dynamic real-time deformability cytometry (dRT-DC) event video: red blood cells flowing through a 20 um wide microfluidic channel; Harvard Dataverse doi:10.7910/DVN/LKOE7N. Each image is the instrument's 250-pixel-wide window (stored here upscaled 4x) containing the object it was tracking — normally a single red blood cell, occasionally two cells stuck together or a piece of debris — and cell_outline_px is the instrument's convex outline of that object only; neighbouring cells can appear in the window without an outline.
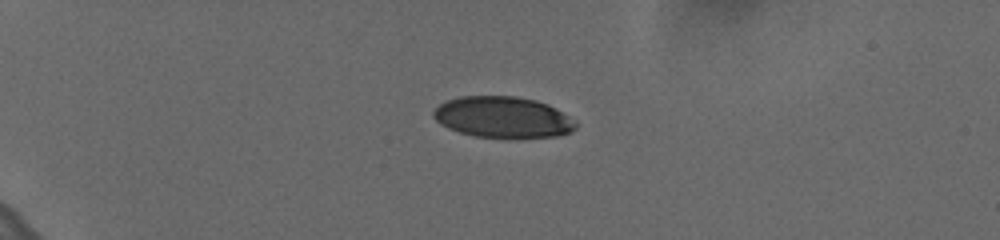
{"species": "human", "species_latin": "Homo sapiens", "temperature_condition": "cold", "stored_images_in_passage": 30, "camera_frame_rate_fps": 3000, "um_per_image_px": 0.085, "donor": {"sex": "female"}, "frame": {"image": 1, "passage_image": 1, "time_ms": 0.0, "image_size_px": [1000, 240], "cell_outline_px": [[576, 128], [572, 132], [556, 136], [476, 136], [460, 132], [448, 128], [440, 124], [432, 116], [432, 112], [440, 104], [448, 100], [460, 96], [516, 96], [536, 100], [548, 104], [556, 108], [576, 120]], "centroid_in_image_um": [42.75, 9.93], "position_along_channel_um": 42.2, "area_um2": 33.76}}
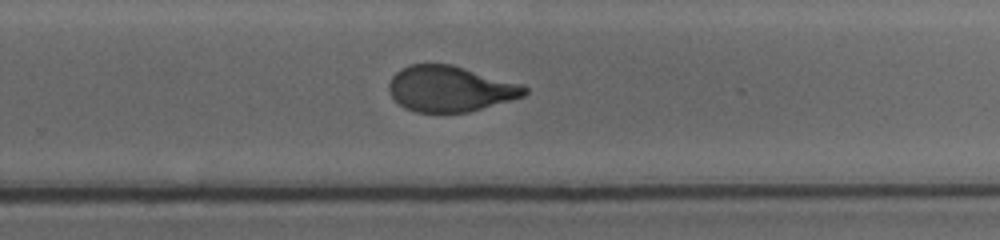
{"frame": {"image": 2, "passage_image": 16, "time_ms": 5.0, "image_size_px": [1000, 240], "cell_outline_px": [[528, 92], [524, 96], [468, 112], [416, 112], [404, 108], [388, 92], [388, 84], [392, 76], [396, 72], [412, 64], [452, 64], [524, 84], [528, 88]], "centroid_in_image_um": [38.28, 7.54], "position_along_channel_um": 291.5, "area_um2": 36.18}}
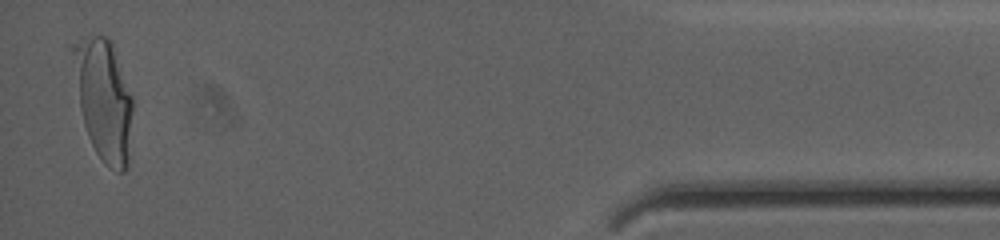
{"frame": {"image": 3, "passage_image": 30, "time_ms": 9.667, "image_size_px": [1000, 240], "cell_outline_px": [[132, 108], [128, 164], [124, 172], [120, 172], [104, 164], [96, 152], [88, 136], [84, 124], [80, 108], [72, 48], [72, 44], [92, 36], [108, 36], [112, 40], [132, 96]], "centroid_in_image_um": [8.85, 8.46], "position_along_channel_um": 426.4, "area_um2": 41.38}, "authors_computed_cell_mechanics": {"area_um2": 37.3099, "velocity_mm_per_s": 3.7018, "shape_relaxation_time_tau1_ms": 2.3376, "shape_relaxation_time_tau2_ms": null, "deformation_change_tau1": 0.1424, "deformation_change_tau2": null}}